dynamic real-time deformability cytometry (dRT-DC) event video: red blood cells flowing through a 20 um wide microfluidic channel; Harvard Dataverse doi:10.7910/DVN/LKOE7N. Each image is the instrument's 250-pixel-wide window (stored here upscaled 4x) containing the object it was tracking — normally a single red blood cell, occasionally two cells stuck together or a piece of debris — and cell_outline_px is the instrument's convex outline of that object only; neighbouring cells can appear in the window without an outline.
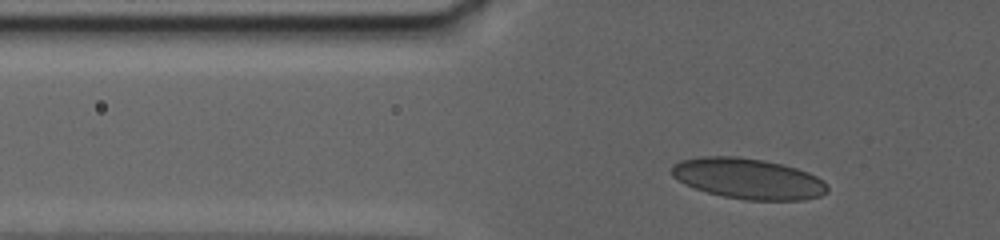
{"species": "human", "species_latin": "Homo sapiens", "temperature_condition": "warm", "stored_images_in_passage": 16, "camera_frame_rate_fps": 3000, "um_per_image_px": 0.085, "donor": {"sex": "female"}, "frame": {"image": 1, "passage_image": 4, "time_ms": 1.667, "image_size_px": [1000, 240], "cell_outline_px": [[828, 192], [820, 196], [804, 200], [748, 200], [724, 196], [708, 192], [696, 188], [672, 176], [672, 164], [680, 160], [700, 156], [740, 156], [764, 160], [784, 164], [808, 172], [824, 180], [828, 184]], "centroid_in_image_um": [63.64, 15.17], "position_along_channel_um": 62.2, "area_um2": 36.99}}
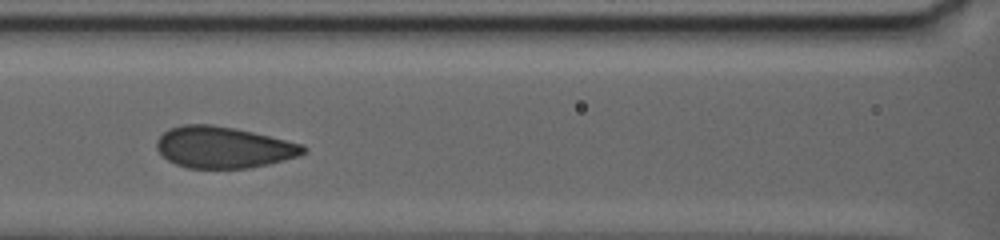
{"frame": {"image": 2, "passage_image": 13, "time_ms": 5.333, "image_size_px": [1000, 240], "cell_outline_px": [[308, 152], [284, 160], [268, 164], [248, 168], [188, 168], [176, 164], [168, 160], [156, 148], [156, 140], [164, 132], [172, 128], [184, 124], [212, 124], [236, 128], [304, 144], [308, 148]], "centroid_in_image_um": [19.02, 12.52], "position_along_channel_um": 147.6, "area_um2": 35.43}}
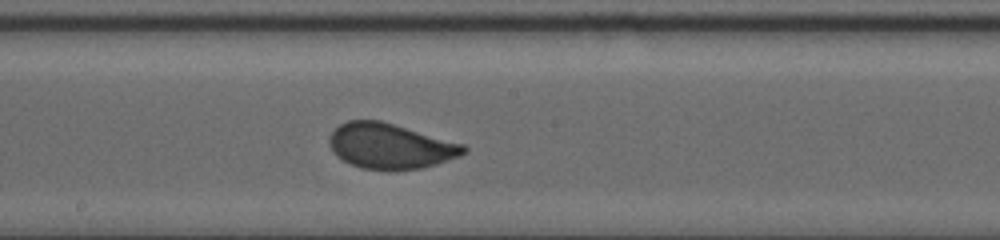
{"frame": {"image": 3, "passage_image": 16, "time_ms": 7.667, "image_size_px": [1000, 240], "cell_outline_px": [[468, 152], [460, 156], [436, 164], [420, 168], [396, 172], [388, 172], [360, 168], [336, 156], [328, 140], [332, 132], [340, 124], [348, 120], [380, 120], [464, 144], [468, 148]], "centroid_in_image_um": [33.19, 12.44], "position_along_channel_um": 215.0, "area_um2": 35.84}}